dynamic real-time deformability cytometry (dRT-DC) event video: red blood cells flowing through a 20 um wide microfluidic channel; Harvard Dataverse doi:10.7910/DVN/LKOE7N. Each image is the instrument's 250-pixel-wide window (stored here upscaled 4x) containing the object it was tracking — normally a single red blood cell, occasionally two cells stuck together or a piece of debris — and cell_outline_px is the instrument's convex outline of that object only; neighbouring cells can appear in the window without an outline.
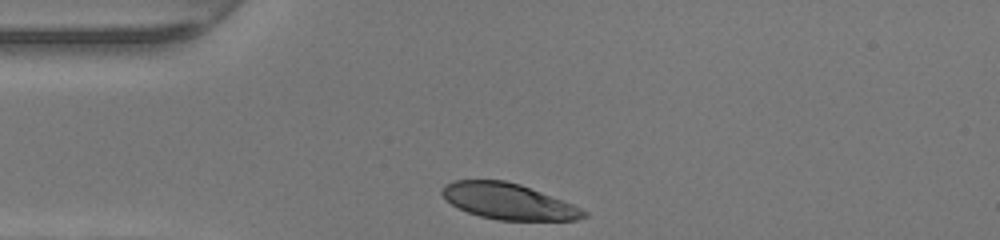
{"species": "human", "species_latin": "Homo sapiens", "temperature_condition": "warm", "stored_images_in_passage": 27, "camera_frame_rate_fps": 3000, "um_per_image_px": 0.085, "donor": {"sex": "female"}, "frame": {"image": 1, "passage_image": 1, "time_ms": 0.0, "image_size_px": [1000, 240], "cell_outline_px": [[588, 216], [576, 220], [496, 220], [480, 216], [468, 212], [452, 204], [440, 192], [444, 184], [456, 180], [504, 180], [520, 184], [572, 204], [588, 212]], "centroid_in_image_um": [43.21, 17.12], "position_along_channel_um": 41.8, "area_um2": 29.42}}
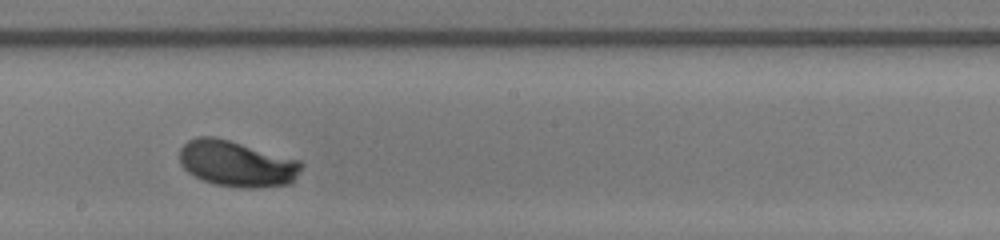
{"frame": {"image": 2, "passage_image": 16, "time_ms": 5.0, "image_size_px": [1000, 240], "cell_outline_px": [[304, 164], [292, 184], [260, 188], [244, 188], [216, 184], [200, 180], [188, 172], [180, 164], [180, 148], [188, 140], [196, 136], [212, 136], [228, 140], [300, 160]], "centroid_in_image_um": [20.13, 13.93], "position_along_channel_um": 228.1, "area_um2": 32.77}}
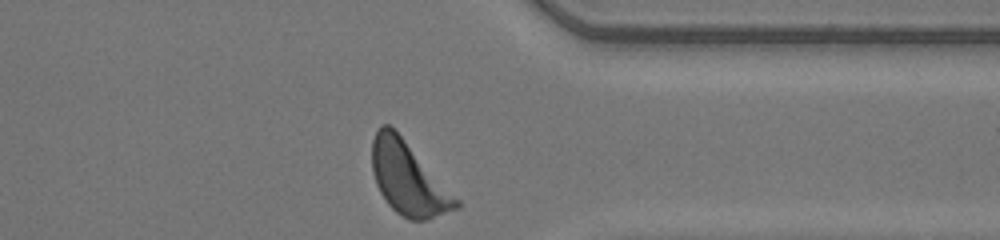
{"frame": {"image": 3, "passage_image": 27, "time_ms": 8.667, "image_size_px": [1000, 240], "cell_outline_px": [[460, 208], [424, 220], [408, 220], [396, 212], [388, 204], [380, 192], [376, 184], [372, 172], [372, 140], [380, 124], [388, 124], [400, 136], [460, 200]], "centroid_in_image_um": [34.69, 15.21], "position_along_channel_um": 376.7, "area_um2": 34.97}, "authors_computed_cell_mechanics": {"area_um2": 32.079, "velocity_mm_per_s": 4.23, "shape_relaxation_time_tau1_ms": 3.8279, "shape_relaxation_time_tau2_ms": null, "deformation_change_tau1": 0.2262, "deformation_change_tau2": null}}